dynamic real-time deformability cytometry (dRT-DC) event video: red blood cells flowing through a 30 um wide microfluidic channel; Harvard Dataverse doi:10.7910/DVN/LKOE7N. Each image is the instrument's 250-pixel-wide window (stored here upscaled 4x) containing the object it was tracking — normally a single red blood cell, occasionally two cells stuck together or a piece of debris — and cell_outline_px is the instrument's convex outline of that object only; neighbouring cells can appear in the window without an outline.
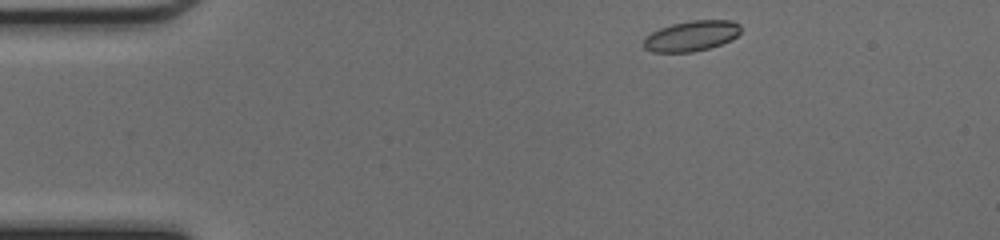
{"species": "common noctule bat (a hibernating species)", "species_latin": "Nyctalus noctula", "temperature_condition": "cold", "stored_images_in_passage": 41, "camera_frame_rate_fps": 3000, "um_per_image_px": 0.085, "animal": {"sex": "female", "body_mass_g": 17.0, "forearm_length_mm": 48.0}, "frame": {"image": 1, "passage_image": 1, "time_ms": 0.0, "image_size_px": [1000, 240], "cell_outline_px": [[740, 32], [732, 40], [708, 48], [692, 52], [652, 52], [644, 48], [644, 40], [652, 32], [660, 28], [672, 24], [692, 20], [732, 20], [740, 24]], "centroid_in_image_um": [58.79, 3.05], "position_along_channel_um": 26.2, "area_um2": 17.11}}
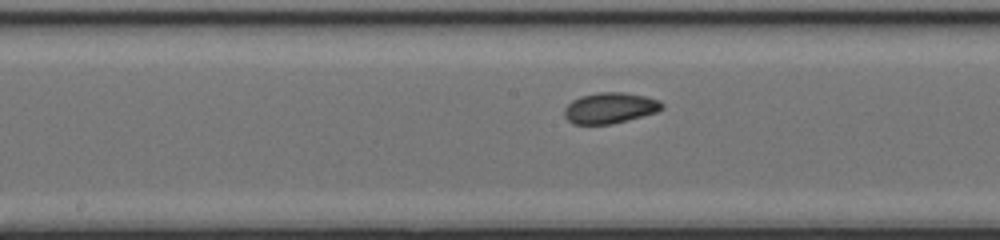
{"frame": {"image": 2, "passage_image": 18, "time_ms": 5.667, "image_size_px": [1000, 240], "cell_outline_px": [[664, 108], [656, 112], [612, 124], [572, 124], [564, 116], [564, 108], [572, 100], [580, 96], [600, 92], [624, 92], [644, 96], [660, 100], [664, 104]], "centroid_in_image_um": [51.84, 9.17], "position_along_channel_um": 196.4, "area_um2": 17.57}}
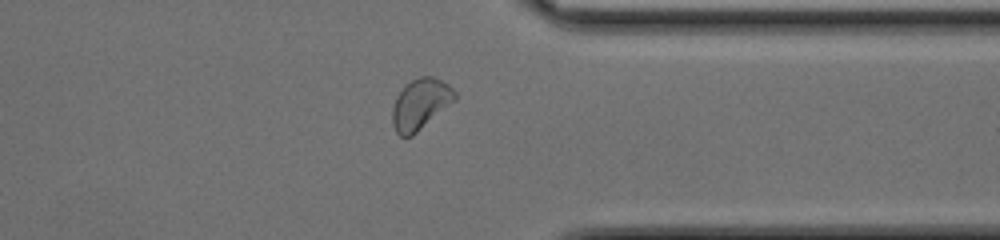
{"frame": {"image": 3, "passage_image": 31, "time_ms": 10.0, "image_size_px": [1000, 240], "cell_outline_px": [[456, 100], [412, 136], [400, 136], [396, 132], [392, 124], [392, 108], [396, 96], [404, 84], [420, 76], [432, 76], [448, 84], [456, 92]], "centroid_in_image_um": [35.72, 8.84], "position_along_channel_um": 375.7, "area_um2": 18.55}, "authors_computed_cell_mechanics": {"area_um2": 17.629, "velocity_mm_per_s": 4.2433, "shape_relaxation_time_tau1_ms": 1.6964, "shape_relaxation_time_tau2_ms": 1.1379, "deformation_change_tau1": 0.0908, "deformation_change_tau2": 0.0541}}